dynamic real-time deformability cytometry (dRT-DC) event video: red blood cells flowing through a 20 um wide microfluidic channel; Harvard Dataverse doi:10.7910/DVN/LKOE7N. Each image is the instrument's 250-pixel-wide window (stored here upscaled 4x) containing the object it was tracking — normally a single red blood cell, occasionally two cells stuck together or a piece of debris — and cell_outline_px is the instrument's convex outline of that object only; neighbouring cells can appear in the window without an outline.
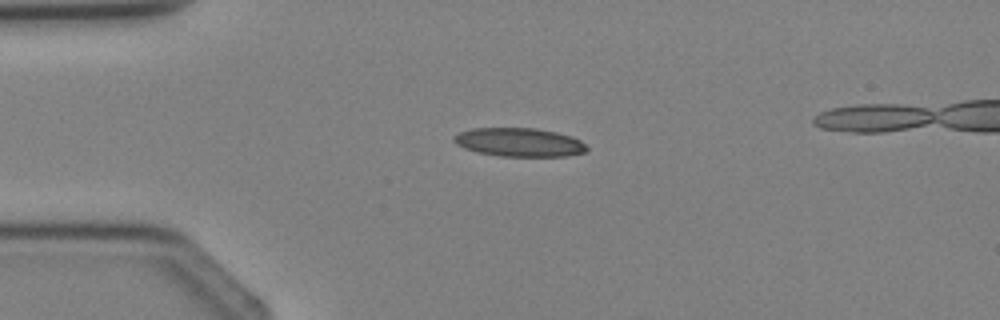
{"species": "Egyptian fruit bat (a non-hibernating species)", "species_latin": "Rousettus aegyptiacus", "temperature_condition": "cold", "stored_images_in_passage": 3, "camera_frame_rate_fps": 3000, "um_per_image_px": 0.085, "animal": {"sex": "female"}, "frame": {"image": 1, "passage_image": 2, "time_ms": 2.0, "image_size_px": [1000, 320], "cell_outline_px": [[588, 152], [564, 156], [500, 156], [476, 152], [464, 148], [456, 144], [452, 140], [452, 136], [460, 132], [472, 128], [536, 128], [556, 132], [572, 136], [580, 140], [588, 148]], "centroid_in_image_um": [44.12, 12.09], "position_along_channel_um": 40.9, "area_um2": 22.31}}